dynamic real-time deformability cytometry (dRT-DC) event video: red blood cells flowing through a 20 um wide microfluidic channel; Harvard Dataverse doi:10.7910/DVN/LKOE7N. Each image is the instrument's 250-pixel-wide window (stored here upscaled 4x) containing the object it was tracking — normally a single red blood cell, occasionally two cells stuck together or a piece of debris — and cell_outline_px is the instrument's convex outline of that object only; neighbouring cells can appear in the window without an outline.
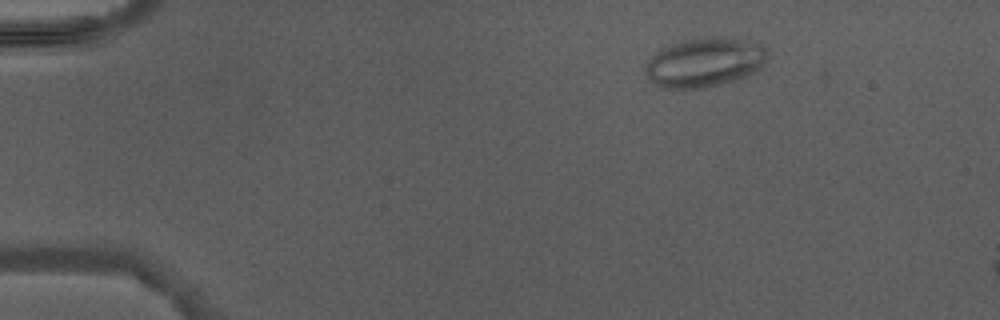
{"species": "Egyptian fruit bat (a non-hibernating species)", "species_latin": "Rousettus aegyptiacus", "temperature_condition": "warm", "stored_images_in_passage": 4, "camera_frame_rate_fps": 3000, "um_per_image_px": 0.085, "animal": {"sex": "male"}, "frame": {"image": 1, "passage_image": 1, "time_ms": 0.0, "image_size_px": [1000, 320], "cell_outline_px": [[768, 60], [756, 72], [736, 80], [704, 88], [664, 88], [656, 84], [644, 72], [644, 68], [648, 60], [656, 52], [680, 40], [736, 40], [760, 44], [768, 48]], "centroid_in_image_um": [59.9, 5.35], "position_along_channel_um": 25.1, "area_um2": 34.1}}